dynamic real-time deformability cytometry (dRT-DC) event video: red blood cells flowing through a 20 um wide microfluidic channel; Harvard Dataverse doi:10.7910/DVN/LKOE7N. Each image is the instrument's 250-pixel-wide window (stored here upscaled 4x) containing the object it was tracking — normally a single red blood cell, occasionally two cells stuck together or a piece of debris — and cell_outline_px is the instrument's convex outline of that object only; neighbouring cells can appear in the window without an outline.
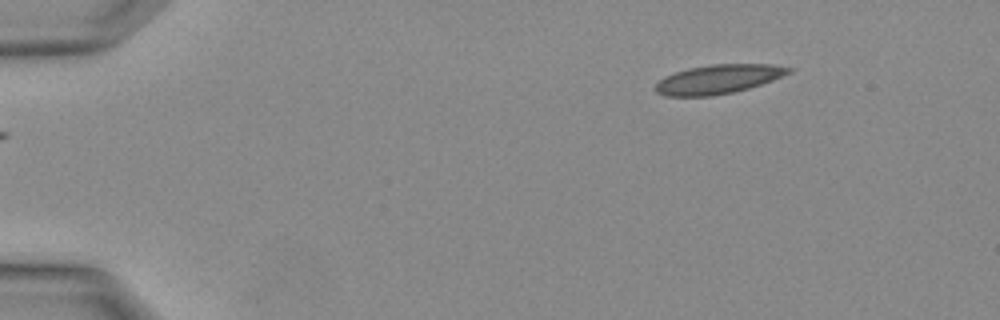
{"species": "Egyptian fruit bat (a non-hibernating species)", "species_latin": "Rousettus aegyptiacus", "temperature_condition": "warm", "stored_images_in_passage": 3, "camera_frame_rate_fps": 3000, "um_per_image_px": 0.085, "animal": {"sex": "female"}, "frame": {"image": 1, "passage_image": 1, "time_ms": 0.0, "image_size_px": [1000, 320], "cell_outline_px": [[792, 72], [772, 80], [748, 88], [732, 92], [712, 96], [664, 96], [656, 92], [656, 84], [664, 76], [688, 68], [712, 64], [772, 64], [792, 68]], "centroid_in_image_um": [61.04, 6.73], "position_along_channel_um": 24.0, "area_um2": 22.43}}